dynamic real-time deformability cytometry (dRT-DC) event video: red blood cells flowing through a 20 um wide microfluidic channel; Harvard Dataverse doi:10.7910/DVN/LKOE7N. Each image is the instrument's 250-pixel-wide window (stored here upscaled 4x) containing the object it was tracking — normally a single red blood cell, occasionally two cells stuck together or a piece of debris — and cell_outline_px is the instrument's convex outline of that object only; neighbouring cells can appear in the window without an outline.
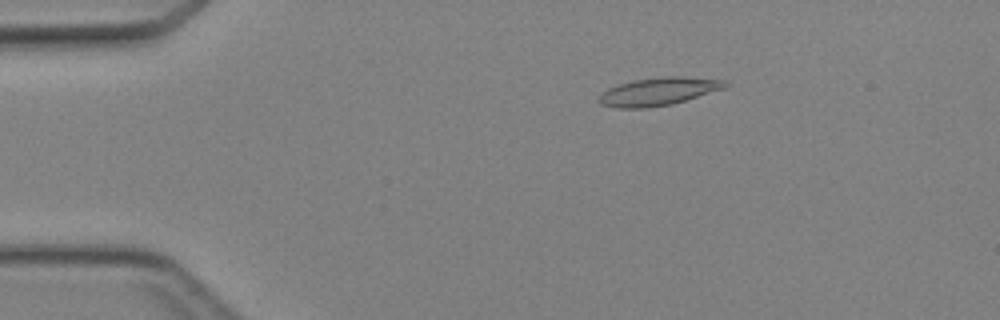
{"species": "Egyptian fruit bat (a non-hibernating species)", "species_latin": "Rousettus aegyptiacus", "temperature_condition": "cold", "stored_images_in_passage": 39, "camera_frame_rate_fps": 3000, "um_per_image_px": 0.085, "animal": {"sex": "female"}, "frame": {"image": 1, "passage_image": 2, "time_ms": 0.333, "image_size_px": [1000, 320], "cell_outline_px": [[728, 84], [724, 88], [672, 104], [648, 108], [616, 108], [600, 104], [596, 100], [608, 88], [620, 84], [636, 80], [664, 76], [680, 76], [724, 80]], "centroid_in_image_um": [55.94, 7.78], "position_along_channel_um": 29.1, "area_um2": 20.29}}
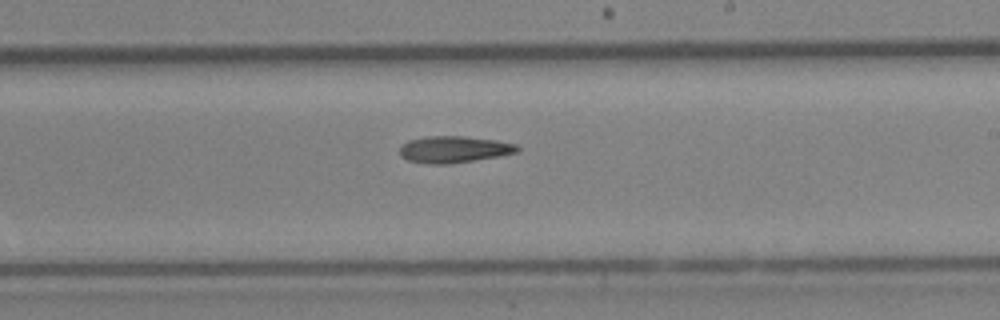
{"frame": {"image": 2, "passage_image": 21, "time_ms": 6.667, "image_size_px": [1000, 320], "cell_outline_px": [[520, 152], [448, 164], [428, 164], [408, 160], [400, 156], [400, 144], [408, 140], [428, 136], [464, 136], [496, 140], [516, 144], [520, 148]], "centroid_in_image_um": [38.56, 12.69], "position_along_channel_um": 250.4, "area_um2": 18.26}}
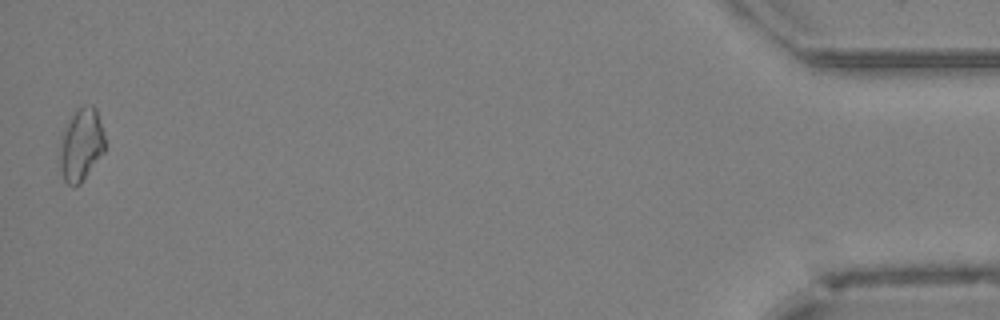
{"frame": {"image": 3, "passage_image": 39, "time_ms": 12.667, "image_size_px": [1000, 320], "cell_outline_px": [[104, 152], [80, 184], [68, 184], [64, 180], [60, 168], [60, 136], [68, 120], [76, 108], [84, 104], [92, 104], [96, 108], [104, 136]], "centroid_in_image_um": [6.88, 12.25], "position_along_channel_um": 428.3, "area_um2": 19.13}}